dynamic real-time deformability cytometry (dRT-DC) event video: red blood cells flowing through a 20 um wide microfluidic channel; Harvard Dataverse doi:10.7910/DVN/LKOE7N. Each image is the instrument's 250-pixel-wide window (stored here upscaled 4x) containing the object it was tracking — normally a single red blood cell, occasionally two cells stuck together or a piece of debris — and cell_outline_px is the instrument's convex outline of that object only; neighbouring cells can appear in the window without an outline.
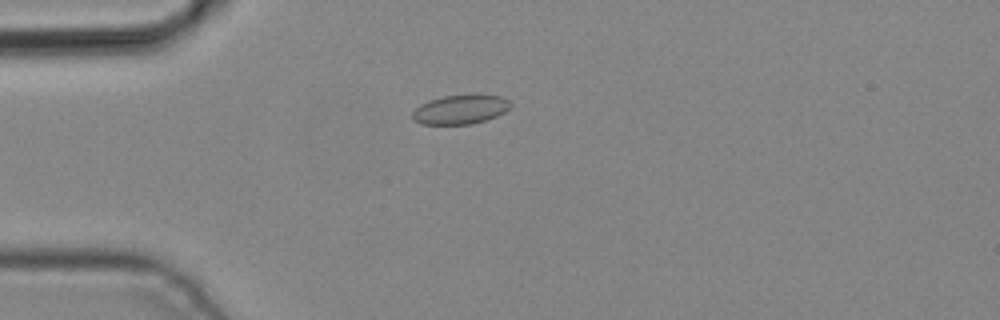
{"species": "common noctule bat (a hibernating species)", "species_latin": "Nyctalus noctula", "temperature_condition": "cold", "stored_images_in_passage": 2, "camera_frame_rate_fps": 3000, "um_per_image_px": 0.085, "animal": {"sex": "male", "body_mass_g": 19.2, "forearm_length_mm": 51.8}, "frame": {"image": 1, "passage_image": 1, "time_ms": 0.0, "image_size_px": [1000, 320], "cell_outline_px": [[512, 104], [504, 112], [496, 116], [472, 124], [420, 124], [412, 120], [412, 112], [420, 104], [428, 100], [444, 96], [476, 92], [504, 96]], "centroid_in_image_um": [39.15, 9.26], "position_along_channel_um": 45.9, "area_um2": 17.28}}